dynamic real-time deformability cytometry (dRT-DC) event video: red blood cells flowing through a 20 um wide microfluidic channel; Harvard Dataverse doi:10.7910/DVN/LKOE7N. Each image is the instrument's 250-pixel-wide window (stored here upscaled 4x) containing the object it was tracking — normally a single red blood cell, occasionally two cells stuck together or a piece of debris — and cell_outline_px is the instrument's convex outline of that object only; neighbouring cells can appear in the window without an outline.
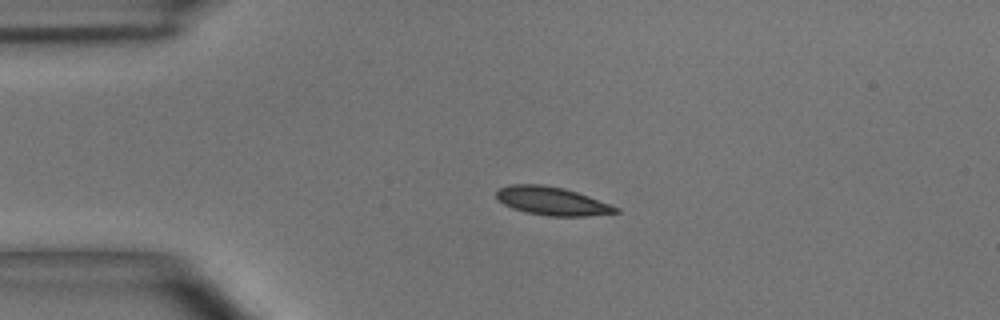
{"species": "common noctule bat (a hibernating species)", "species_latin": "Nyctalus noctula", "temperature_condition": "room temperature", "stored_images_in_passage": 39, "camera_frame_rate_fps": 3000, "um_per_image_px": 0.085, "animal": {"sex": "male", "body_mass_g": 15.6}, "frame": {"image": 1, "passage_image": 1, "time_ms": 0.0, "image_size_px": [1000, 320], "cell_outline_px": [[620, 212], [588, 216], [548, 216], [524, 212], [512, 208], [504, 204], [496, 196], [496, 192], [500, 188], [508, 184], [544, 184], [564, 188], [588, 196], [620, 208]], "centroid_in_image_um": [46.91, 17.09], "position_along_channel_um": 38.1, "area_um2": 19.71}}
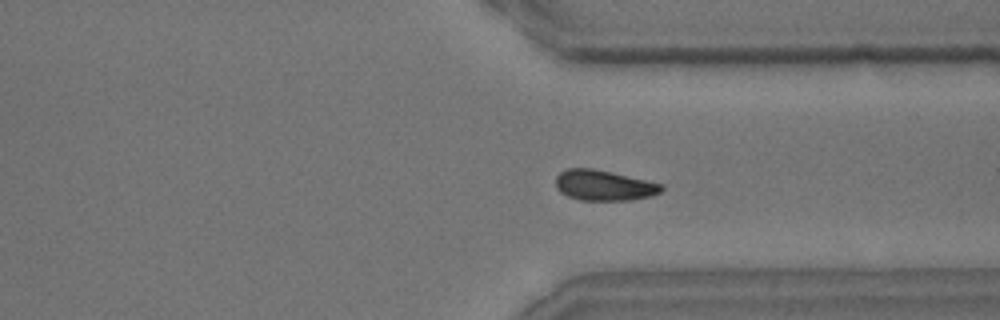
{"frame": {"image": 2, "passage_image": 27, "time_ms": 8.667, "image_size_px": [1000, 320], "cell_outline_px": [[664, 188], [660, 192], [652, 196], [628, 200], [580, 200], [568, 196], [560, 192], [556, 188], [556, 176], [564, 168], [592, 168], [612, 172], [664, 184]], "centroid_in_image_um": [51.33, 15.75], "position_along_channel_um": 360.1, "area_um2": 18.9}}
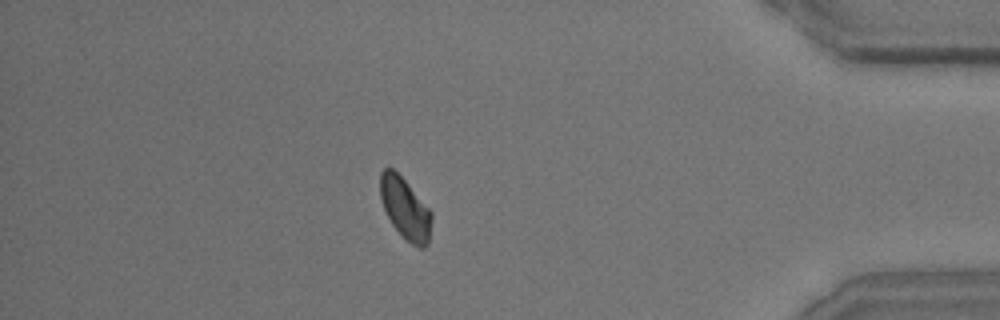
{"frame": {"image": 3, "passage_image": 33, "time_ms": 10.667, "image_size_px": [1000, 320], "cell_outline_px": [[432, 220], [428, 244], [424, 248], [420, 248], [404, 240], [400, 236], [392, 224], [384, 208], [380, 196], [380, 172], [384, 168], [392, 168], [408, 184], [432, 212]], "centroid_in_image_um": [34.44, 17.76], "position_along_channel_um": 400.8, "area_um2": 18.38}, "authors_computed_cell_mechanics": {"area_um2": 19.074, "velocity_mm_per_s": 4.052, "shape_relaxation_time_tau1_ms": 2.4257, "shape_relaxation_time_tau2_ms": 4.8938, "deformation_change_tau1": 0.1005, "deformation_change_tau2": 0.0838}}